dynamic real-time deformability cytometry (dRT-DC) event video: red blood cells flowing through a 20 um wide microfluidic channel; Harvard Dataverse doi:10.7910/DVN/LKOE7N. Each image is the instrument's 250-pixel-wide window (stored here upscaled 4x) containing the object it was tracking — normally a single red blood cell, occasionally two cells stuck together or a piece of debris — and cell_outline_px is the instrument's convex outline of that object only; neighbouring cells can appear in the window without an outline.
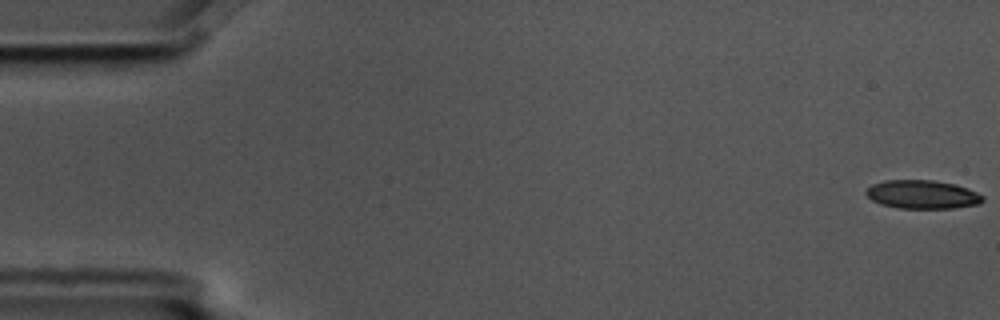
{"species": "common noctule bat (a hibernating species)", "species_latin": "Nyctalus noctula", "temperature_condition": "cold", "stored_images_in_passage": 7, "camera_frame_rate_fps": 3000, "um_per_image_px": 0.085, "animal": {"sex": "male", "body_mass_g": 17.5, "forearm_length_mm": 52.3}, "frame": {"image": 1, "passage_image": 1, "time_ms": 0.0, "image_size_px": [1000, 320], "cell_outline_px": [[984, 200], [980, 204], [952, 208], [896, 208], [880, 204], [872, 200], [864, 192], [872, 184], [884, 180], [932, 180], [956, 184], [968, 188], [984, 196]], "centroid_in_image_um": [78.4, 16.53], "position_along_channel_um": 6.6, "area_um2": 19.54}}
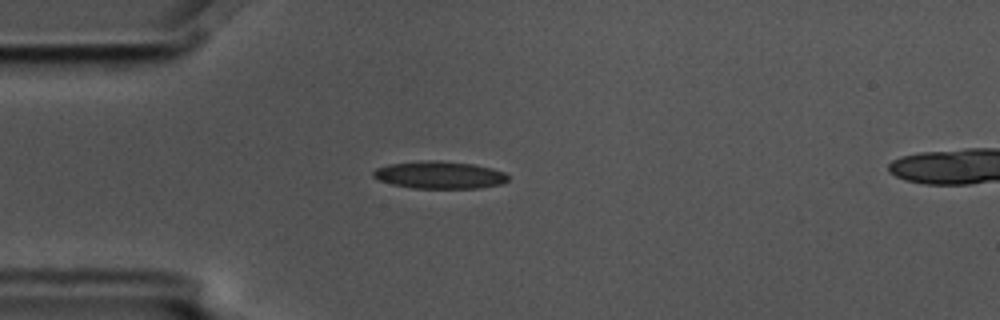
{"frame": {"image": 2, "passage_image": 4, "time_ms": 1.0, "image_size_px": [1000, 320], "cell_outline_px": [[508, 180], [504, 184], [480, 188], [412, 188], [392, 184], [380, 180], [372, 176], [372, 172], [376, 168], [388, 164], [428, 160], [432, 160], [472, 164], [492, 168], [504, 172], [508, 176]], "centroid_in_image_um": [37.37, 14.88], "position_along_channel_um": 47.6, "area_um2": 21.5}}